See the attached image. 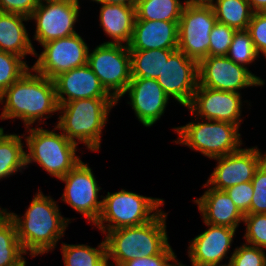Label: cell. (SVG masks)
I'll list each match as a JSON object with an SVG mask.
<instances>
[{
	"instance_id": "1",
	"label": "cell",
	"mask_w": 266,
	"mask_h": 266,
	"mask_svg": "<svg viewBox=\"0 0 266 266\" xmlns=\"http://www.w3.org/2000/svg\"><path fill=\"white\" fill-rule=\"evenodd\" d=\"M41 188L38 187L29 205L25 206L24 213L4 207V211L15 222L18 240L32 260L57 250L69 225L76 219L65 217L60 211L62 205H59L58 199L52 197L51 193L45 194Z\"/></svg>"
},
{
	"instance_id": "2",
	"label": "cell",
	"mask_w": 266,
	"mask_h": 266,
	"mask_svg": "<svg viewBox=\"0 0 266 266\" xmlns=\"http://www.w3.org/2000/svg\"><path fill=\"white\" fill-rule=\"evenodd\" d=\"M0 111V122L20 120L24 129L51 126L47 120L58 117L54 81L29 69L0 95Z\"/></svg>"
},
{
	"instance_id": "3",
	"label": "cell",
	"mask_w": 266,
	"mask_h": 266,
	"mask_svg": "<svg viewBox=\"0 0 266 266\" xmlns=\"http://www.w3.org/2000/svg\"><path fill=\"white\" fill-rule=\"evenodd\" d=\"M113 98H83L58 106L54 123L75 144L92 153L101 152L103 134L111 112L116 108Z\"/></svg>"
},
{
	"instance_id": "4",
	"label": "cell",
	"mask_w": 266,
	"mask_h": 266,
	"mask_svg": "<svg viewBox=\"0 0 266 266\" xmlns=\"http://www.w3.org/2000/svg\"><path fill=\"white\" fill-rule=\"evenodd\" d=\"M53 123V128L33 126L24 129L25 164L26 170L36 165L58 181L83 159L84 151Z\"/></svg>"
},
{
	"instance_id": "5",
	"label": "cell",
	"mask_w": 266,
	"mask_h": 266,
	"mask_svg": "<svg viewBox=\"0 0 266 266\" xmlns=\"http://www.w3.org/2000/svg\"><path fill=\"white\" fill-rule=\"evenodd\" d=\"M169 213L163 209L145 224L111 230L102 236L106 241L108 266H122L132 259L162 253L170 245Z\"/></svg>"
},
{
	"instance_id": "6",
	"label": "cell",
	"mask_w": 266,
	"mask_h": 266,
	"mask_svg": "<svg viewBox=\"0 0 266 266\" xmlns=\"http://www.w3.org/2000/svg\"><path fill=\"white\" fill-rule=\"evenodd\" d=\"M189 112L190 121L181 126L171 127L177 137L175 145L189 148L209 161L240 150L246 145L242 140V129L235 124L217 120L200 119ZM240 132V133H239Z\"/></svg>"
},
{
	"instance_id": "7",
	"label": "cell",
	"mask_w": 266,
	"mask_h": 266,
	"mask_svg": "<svg viewBox=\"0 0 266 266\" xmlns=\"http://www.w3.org/2000/svg\"><path fill=\"white\" fill-rule=\"evenodd\" d=\"M105 192L100 216L91 227L100 231L102 236L111 230L145 224L166 207L164 198L144 196L126 188Z\"/></svg>"
},
{
	"instance_id": "8",
	"label": "cell",
	"mask_w": 266,
	"mask_h": 266,
	"mask_svg": "<svg viewBox=\"0 0 266 266\" xmlns=\"http://www.w3.org/2000/svg\"><path fill=\"white\" fill-rule=\"evenodd\" d=\"M93 167L81 160L59 182L64 184L59 203L67 204L91 227L100 216L103 201V184H100ZM102 191V192H101Z\"/></svg>"
},
{
	"instance_id": "9",
	"label": "cell",
	"mask_w": 266,
	"mask_h": 266,
	"mask_svg": "<svg viewBox=\"0 0 266 266\" xmlns=\"http://www.w3.org/2000/svg\"><path fill=\"white\" fill-rule=\"evenodd\" d=\"M82 4L84 3L40 0L39 5L29 17L30 23H34L32 43L37 42L36 44L41 46L51 40L77 34L76 29L79 25L82 26L79 24L81 15L84 14L81 11L85 10Z\"/></svg>"
},
{
	"instance_id": "10",
	"label": "cell",
	"mask_w": 266,
	"mask_h": 266,
	"mask_svg": "<svg viewBox=\"0 0 266 266\" xmlns=\"http://www.w3.org/2000/svg\"><path fill=\"white\" fill-rule=\"evenodd\" d=\"M87 65L102 87L117 101L131 81L130 50L126 45L95 43L90 46Z\"/></svg>"
},
{
	"instance_id": "11",
	"label": "cell",
	"mask_w": 266,
	"mask_h": 266,
	"mask_svg": "<svg viewBox=\"0 0 266 266\" xmlns=\"http://www.w3.org/2000/svg\"><path fill=\"white\" fill-rule=\"evenodd\" d=\"M83 36V37H82ZM78 32L75 35L51 40L36 50L32 68L39 74L54 79L61 73L87 64L90 43Z\"/></svg>"
},
{
	"instance_id": "12",
	"label": "cell",
	"mask_w": 266,
	"mask_h": 266,
	"mask_svg": "<svg viewBox=\"0 0 266 266\" xmlns=\"http://www.w3.org/2000/svg\"><path fill=\"white\" fill-rule=\"evenodd\" d=\"M256 73L227 56H208L198 63L200 86L239 94L252 88H264L266 80Z\"/></svg>"
},
{
	"instance_id": "13",
	"label": "cell",
	"mask_w": 266,
	"mask_h": 266,
	"mask_svg": "<svg viewBox=\"0 0 266 266\" xmlns=\"http://www.w3.org/2000/svg\"><path fill=\"white\" fill-rule=\"evenodd\" d=\"M244 96L245 94L216 90L198 84L187 109L197 118L228 122L242 129L241 125L246 119L243 113L251 111L253 106V102L243 98Z\"/></svg>"
},
{
	"instance_id": "14",
	"label": "cell",
	"mask_w": 266,
	"mask_h": 266,
	"mask_svg": "<svg viewBox=\"0 0 266 266\" xmlns=\"http://www.w3.org/2000/svg\"><path fill=\"white\" fill-rule=\"evenodd\" d=\"M216 22L212 5L186 3L178 22V50L198 63L208 57Z\"/></svg>"
},
{
	"instance_id": "15",
	"label": "cell",
	"mask_w": 266,
	"mask_h": 266,
	"mask_svg": "<svg viewBox=\"0 0 266 266\" xmlns=\"http://www.w3.org/2000/svg\"><path fill=\"white\" fill-rule=\"evenodd\" d=\"M245 146L234 153L211 159L215 165L205 181L211 188L224 191L252 181L256 170L266 159V151L261 150L259 144Z\"/></svg>"
},
{
	"instance_id": "16",
	"label": "cell",
	"mask_w": 266,
	"mask_h": 266,
	"mask_svg": "<svg viewBox=\"0 0 266 266\" xmlns=\"http://www.w3.org/2000/svg\"><path fill=\"white\" fill-rule=\"evenodd\" d=\"M127 97L126 105L131 107L134 117L144 128H151L165 117L168 105L173 102L156 79L131 78L128 87L116 101L120 104Z\"/></svg>"
},
{
	"instance_id": "17",
	"label": "cell",
	"mask_w": 266,
	"mask_h": 266,
	"mask_svg": "<svg viewBox=\"0 0 266 266\" xmlns=\"http://www.w3.org/2000/svg\"><path fill=\"white\" fill-rule=\"evenodd\" d=\"M203 224L205 225L204 231L202 230L194 238L188 239L185 255H187L190 265H185L208 266L230 262L235 250V247H232L233 244L236 245L234 243L236 234H240L238 230L227 226Z\"/></svg>"
},
{
	"instance_id": "18",
	"label": "cell",
	"mask_w": 266,
	"mask_h": 266,
	"mask_svg": "<svg viewBox=\"0 0 266 266\" xmlns=\"http://www.w3.org/2000/svg\"><path fill=\"white\" fill-rule=\"evenodd\" d=\"M156 80L173 103L186 109L199 84L198 62L177 49L164 62Z\"/></svg>"
},
{
	"instance_id": "19",
	"label": "cell",
	"mask_w": 266,
	"mask_h": 266,
	"mask_svg": "<svg viewBox=\"0 0 266 266\" xmlns=\"http://www.w3.org/2000/svg\"><path fill=\"white\" fill-rule=\"evenodd\" d=\"M202 195L194 198V203L203 223L227 226L233 229L241 227L244 214L237 208L225 191L211 188L206 182L200 186Z\"/></svg>"
},
{
	"instance_id": "20",
	"label": "cell",
	"mask_w": 266,
	"mask_h": 266,
	"mask_svg": "<svg viewBox=\"0 0 266 266\" xmlns=\"http://www.w3.org/2000/svg\"><path fill=\"white\" fill-rule=\"evenodd\" d=\"M53 81L58 106L76 99L112 98L87 64L61 73Z\"/></svg>"
},
{
	"instance_id": "21",
	"label": "cell",
	"mask_w": 266,
	"mask_h": 266,
	"mask_svg": "<svg viewBox=\"0 0 266 266\" xmlns=\"http://www.w3.org/2000/svg\"><path fill=\"white\" fill-rule=\"evenodd\" d=\"M99 11L96 23L100 31L109 38L103 44H121L128 46L136 19V8L121 4H97Z\"/></svg>"
},
{
	"instance_id": "22",
	"label": "cell",
	"mask_w": 266,
	"mask_h": 266,
	"mask_svg": "<svg viewBox=\"0 0 266 266\" xmlns=\"http://www.w3.org/2000/svg\"><path fill=\"white\" fill-rule=\"evenodd\" d=\"M129 50L178 49V22L135 20Z\"/></svg>"
},
{
	"instance_id": "23",
	"label": "cell",
	"mask_w": 266,
	"mask_h": 266,
	"mask_svg": "<svg viewBox=\"0 0 266 266\" xmlns=\"http://www.w3.org/2000/svg\"><path fill=\"white\" fill-rule=\"evenodd\" d=\"M29 22V17L0 11V50L34 60L36 47L27 27Z\"/></svg>"
},
{
	"instance_id": "24",
	"label": "cell",
	"mask_w": 266,
	"mask_h": 266,
	"mask_svg": "<svg viewBox=\"0 0 266 266\" xmlns=\"http://www.w3.org/2000/svg\"><path fill=\"white\" fill-rule=\"evenodd\" d=\"M25 140L23 133H10L5 128L0 132V182L24 174Z\"/></svg>"
},
{
	"instance_id": "25",
	"label": "cell",
	"mask_w": 266,
	"mask_h": 266,
	"mask_svg": "<svg viewBox=\"0 0 266 266\" xmlns=\"http://www.w3.org/2000/svg\"><path fill=\"white\" fill-rule=\"evenodd\" d=\"M60 253L62 256L63 266H108L107 264V247L106 241L103 240L97 243V246L90 243L68 244L61 242Z\"/></svg>"
},
{
	"instance_id": "26",
	"label": "cell",
	"mask_w": 266,
	"mask_h": 266,
	"mask_svg": "<svg viewBox=\"0 0 266 266\" xmlns=\"http://www.w3.org/2000/svg\"><path fill=\"white\" fill-rule=\"evenodd\" d=\"M29 258L18 240L15 222L4 211L0 215V266H25Z\"/></svg>"
},
{
	"instance_id": "27",
	"label": "cell",
	"mask_w": 266,
	"mask_h": 266,
	"mask_svg": "<svg viewBox=\"0 0 266 266\" xmlns=\"http://www.w3.org/2000/svg\"><path fill=\"white\" fill-rule=\"evenodd\" d=\"M177 49L130 50L131 78L157 79L164 62Z\"/></svg>"
},
{
	"instance_id": "28",
	"label": "cell",
	"mask_w": 266,
	"mask_h": 266,
	"mask_svg": "<svg viewBox=\"0 0 266 266\" xmlns=\"http://www.w3.org/2000/svg\"><path fill=\"white\" fill-rule=\"evenodd\" d=\"M185 0H138L135 20L179 22Z\"/></svg>"
},
{
	"instance_id": "29",
	"label": "cell",
	"mask_w": 266,
	"mask_h": 266,
	"mask_svg": "<svg viewBox=\"0 0 266 266\" xmlns=\"http://www.w3.org/2000/svg\"><path fill=\"white\" fill-rule=\"evenodd\" d=\"M211 5L217 22L236 30L248 29L253 11L247 0H215Z\"/></svg>"
},
{
	"instance_id": "30",
	"label": "cell",
	"mask_w": 266,
	"mask_h": 266,
	"mask_svg": "<svg viewBox=\"0 0 266 266\" xmlns=\"http://www.w3.org/2000/svg\"><path fill=\"white\" fill-rule=\"evenodd\" d=\"M226 56L236 64L245 66L249 70L252 69V66L257 69L254 65H258L256 63L262 61L247 29L236 30Z\"/></svg>"
},
{
	"instance_id": "31",
	"label": "cell",
	"mask_w": 266,
	"mask_h": 266,
	"mask_svg": "<svg viewBox=\"0 0 266 266\" xmlns=\"http://www.w3.org/2000/svg\"><path fill=\"white\" fill-rule=\"evenodd\" d=\"M29 63L30 60L0 50V95L32 68Z\"/></svg>"
},
{
	"instance_id": "32",
	"label": "cell",
	"mask_w": 266,
	"mask_h": 266,
	"mask_svg": "<svg viewBox=\"0 0 266 266\" xmlns=\"http://www.w3.org/2000/svg\"><path fill=\"white\" fill-rule=\"evenodd\" d=\"M243 242L266 250V214H245Z\"/></svg>"
},
{
	"instance_id": "33",
	"label": "cell",
	"mask_w": 266,
	"mask_h": 266,
	"mask_svg": "<svg viewBox=\"0 0 266 266\" xmlns=\"http://www.w3.org/2000/svg\"><path fill=\"white\" fill-rule=\"evenodd\" d=\"M240 245V246H239ZM235 246L230 263L233 266H266V250L245 242Z\"/></svg>"
},
{
	"instance_id": "34",
	"label": "cell",
	"mask_w": 266,
	"mask_h": 266,
	"mask_svg": "<svg viewBox=\"0 0 266 266\" xmlns=\"http://www.w3.org/2000/svg\"><path fill=\"white\" fill-rule=\"evenodd\" d=\"M236 29L216 22L210 32L209 56H226Z\"/></svg>"
},
{
	"instance_id": "35",
	"label": "cell",
	"mask_w": 266,
	"mask_h": 266,
	"mask_svg": "<svg viewBox=\"0 0 266 266\" xmlns=\"http://www.w3.org/2000/svg\"><path fill=\"white\" fill-rule=\"evenodd\" d=\"M251 182L254 194L247 214H266V159L256 170Z\"/></svg>"
},
{
	"instance_id": "36",
	"label": "cell",
	"mask_w": 266,
	"mask_h": 266,
	"mask_svg": "<svg viewBox=\"0 0 266 266\" xmlns=\"http://www.w3.org/2000/svg\"><path fill=\"white\" fill-rule=\"evenodd\" d=\"M247 30L258 54L264 60L266 58V12L253 13Z\"/></svg>"
},
{
	"instance_id": "37",
	"label": "cell",
	"mask_w": 266,
	"mask_h": 266,
	"mask_svg": "<svg viewBox=\"0 0 266 266\" xmlns=\"http://www.w3.org/2000/svg\"><path fill=\"white\" fill-rule=\"evenodd\" d=\"M171 244L160 254L132 259L122 266H174L180 259Z\"/></svg>"
},
{
	"instance_id": "38",
	"label": "cell",
	"mask_w": 266,
	"mask_h": 266,
	"mask_svg": "<svg viewBox=\"0 0 266 266\" xmlns=\"http://www.w3.org/2000/svg\"><path fill=\"white\" fill-rule=\"evenodd\" d=\"M224 191L244 215L249 212L254 194L251 181L232 186Z\"/></svg>"
},
{
	"instance_id": "39",
	"label": "cell",
	"mask_w": 266,
	"mask_h": 266,
	"mask_svg": "<svg viewBox=\"0 0 266 266\" xmlns=\"http://www.w3.org/2000/svg\"><path fill=\"white\" fill-rule=\"evenodd\" d=\"M40 0H0V11L30 17Z\"/></svg>"
},
{
	"instance_id": "40",
	"label": "cell",
	"mask_w": 266,
	"mask_h": 266,
	"mask_svg": "<svg viewBox=\"0 0 266 266\" xmlns=\"http://www.w3.org/2000/svg\"><path fill=\"white\" fill-rule=\"evenodd\" d=\"M87 3L95 4H121L135 7L137 6L138 0H86Z\"/></svg>"
},
{
	"instance_id": "41",
	"label": "cell",
	"mask_w": 266,
	"mask_h": 266,
	"mask_svg": "<svg viewBox=\"0 0 266 266\" xmlns=\"http://www.w3.org/2000/svg\"><path fill=\"white\" fill-rule=\"evenodd\" d=\"M253 13L266 12V0H247Z\"/></svg>"
},
{
	"instance_id": "42",
	"label": "cell",
	"mask_w": 266,
	"mask_h": 266,
	"mask_svg": "<svg viewBox=\"0 0 266 266\" xmlns=\"http://www.w3.org/2000/svg\"><path fill=\"white\" fill-rule=\"evenodd\" d=\"M186 3L211 5L215 0H185Z\"/></svg>"
},
{
	"instance_id": "43",
	"label": "cell",
	"mask_w": 266,
	"mask_h": 266,
	"mask_svg": "<svg viewBox=\"0 0 266 266\" xmlns=\"http://www.w3.org/2000/svg\"><path fill=\"white\" fill-rule=\"evenodd\" d=\"M50 1H66V2H73V3H85L86 0H50Z\"/></svg>"
},
{
	"instance_id": "44",
	"label": "cell",
	"mask_w": 266,
	"mask_h": 266,
	"mask_svg": "<svg viewBox=\"0 0 266 266\" xmlns=\"http://www.w3.org/2000/svg\"><path fill=\"white\" fill-rule=\"evenodd\" d=\"M208 266H233L230 262L223 263V264H217V265H208Z\"/></svg>"
},
{
	"instance_id": "45",
	"label": "cell",
	"mask_w": 266,
	"mask_h": 266,
	"mask_svg": "<svg viewBox=\"0 0 266 266\" xmlns=\"http://www.w3.org/2000/svg\"><path fill=\"white\" fill-rule=\"evenodd\" d=\"M174 266H186L184 261L179 260Z\"/></svg>"
},
{
	"instance_id": "46",
	"label": "cell",
	"mask_w": 266,
	"mask_h": 266,
	"mask_svg": "<svg viewBox=\"0 0 266 266\" xmlns=\"http://www.w3.org/2000/svg\"><path fill=\"white\" fill-rule=\"evenodd\" d=\"M4 212V207L0 205V215Z\"/></svg>"
},
{
	"instance_id": "47",
	"label": "cell",
	"mask_w": 266,
	"mask_h": 266,
	"mask_svg": "<svg viewBox=\"0 0 266 266\" xmlns=\"http://www.w3.org/2000/svg\"><path fill=\"white\" fill-rule=\"evenodd\" d=\"M3 129H4V128H3V126L1 125V126H0V132H1Z\"/></svg>"
}]
</instances>
